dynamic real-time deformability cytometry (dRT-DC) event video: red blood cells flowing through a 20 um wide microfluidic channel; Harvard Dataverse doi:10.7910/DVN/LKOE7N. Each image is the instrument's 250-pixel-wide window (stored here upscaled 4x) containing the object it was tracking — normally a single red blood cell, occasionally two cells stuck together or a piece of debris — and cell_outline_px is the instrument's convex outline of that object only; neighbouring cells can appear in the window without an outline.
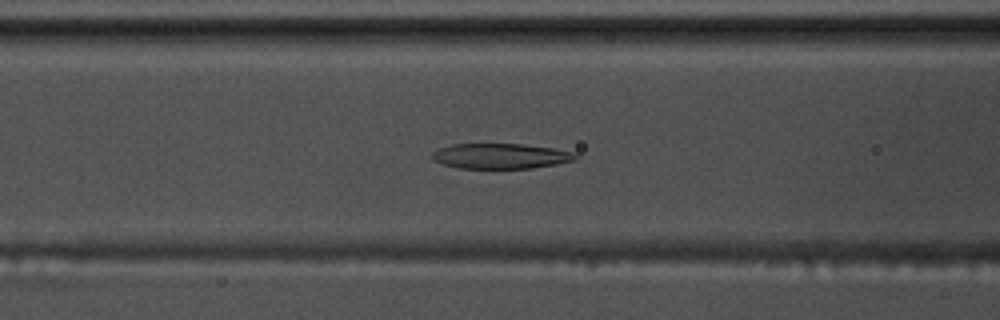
{"species": "common noctule bat (a hibernating species)", "species_latin": "Nyctalus noctula", "temperature_condition": "warm", "stored_images_in_passage": 48, "camera_frame_rate_fps": 3000, "um_per_image_px": 0.085, "animal": {"sex": "male", "body_mass_g": 17.5, "forearm_length_mm": 52.3}, "frame": {"image": 1, "passage_image": 14, "time_ms": 4.333, "image_size_px": [1000, 320], "cell_outline_px": [[580, 156], [576, 160], [556, 164], [532, 168], [460, 168], [444, 164], [432, 160], [432, 152], [440, 148], [452, 144], [524, 144], [552, 148], [576, 152]], "centroid_in_image_um": [42.6, 13.26], "position_along_channel_um": 124.0, "area_um2": 21.15}}
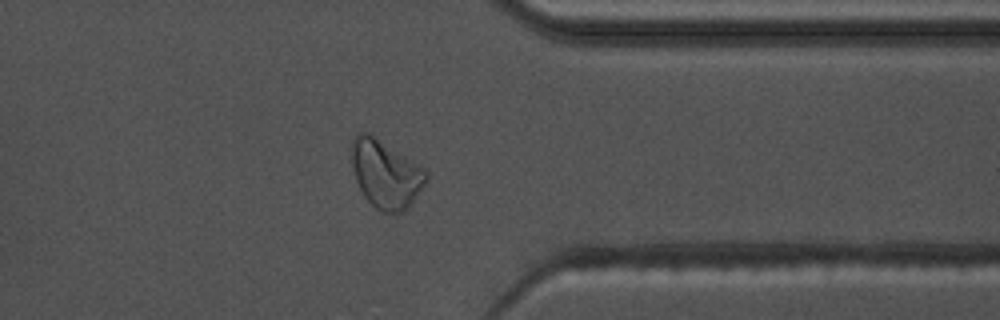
{"frame": {"image": 2, "passage_image": 36, "time_ms": 11.667, "image_size_px": [1000, 320], "cell_outline_px": [[428, 180], [408, 208], [400, 212], [384, 212], [376, 208], [364, 196], [356, 180], [352, 164], [352, 140], [356, 132], [372, 132], [420, 164], [428, 172]], "centroid_in_image_um": [32.8, 14.73], "position_along_channel_um": 378.6, "area_um2": 29.94}}
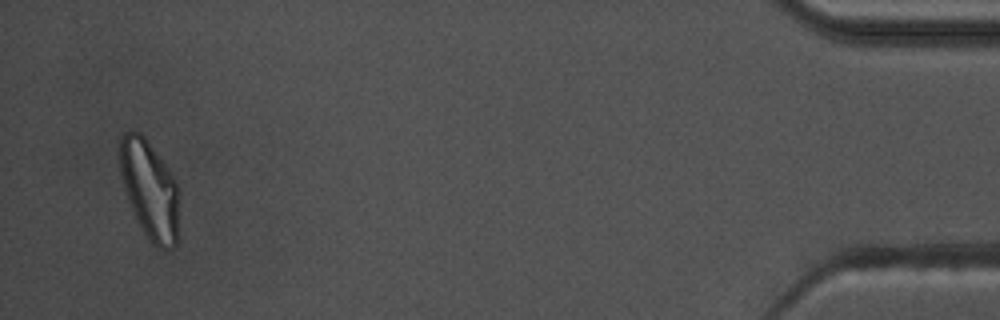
{"frame": {"image": 3, "passage_image": 46, "time_ms": 15.0, "image_size_px": [1000, 320], "cell_outline_px": [[176, 248], [164, 252], [156, 248], [148, 240], [128, 200], [120, 176], [120, 136], [124, 132], [140, 132], [144, 136], [168, 168], [176, 180]], "centroid_in_image_um": [12.69, 16.14], "position_along_channel_um": 422.5, "area_um2": 33.47}, "authors_computed_cell_mechanics": {"area_um2": 23.12, "velocity_mm_per_s": 3.5621, "shape_relaxation_time_tau1_ms": 5.7355, "shape_relaxation_time_tau2_ms": 1.7054, "deformation_change_tau1": 0.2063, "deformation_change_tau2": 0.0918}}